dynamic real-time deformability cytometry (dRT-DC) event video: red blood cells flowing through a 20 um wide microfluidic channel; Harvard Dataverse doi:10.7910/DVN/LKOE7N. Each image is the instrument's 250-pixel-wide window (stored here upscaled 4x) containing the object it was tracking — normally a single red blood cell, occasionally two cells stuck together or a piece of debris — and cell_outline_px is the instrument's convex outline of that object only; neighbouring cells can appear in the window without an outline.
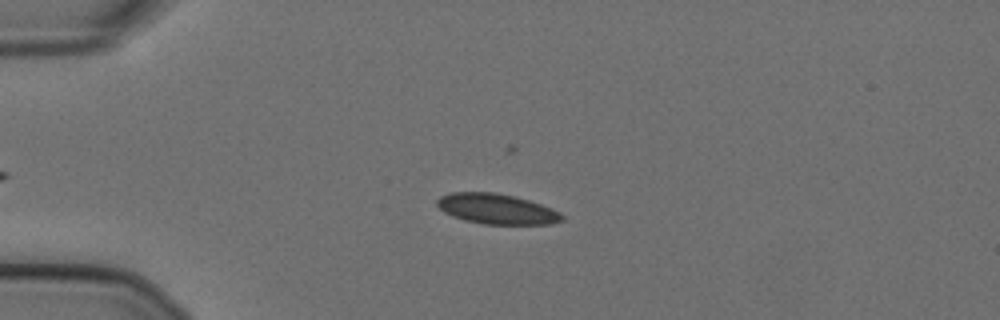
{"species": "Egyptian fruit bat (a non-hibernating species)", "species_latin": "Rousettus aegyptiacus", "temperature_condition": "cold", "stored_images_in_passage": 57, "camera_frame_rate_fps": 3000, "um_per_image_px": 0.085, "animal": {"sex": "female"}, "frame": {"image": 1, "passage_image": 14, "time_ms": 4.333, "image_size_px": [1000, 320], "cell_outline_px": [[564, 220], [548, 224], [484, 224], [464, 220], [452, 216], [444, 212], [436, 204], [436, 200], [440, 196], [452, 192], [492, 192], [512, 196], [528, 200], [540, 204], [560, 212], [564, 216]], "centroid_in_image_um": [42.19, 17.76], "position_along_channel_um": 42.8, "area_um2": 21.91}}
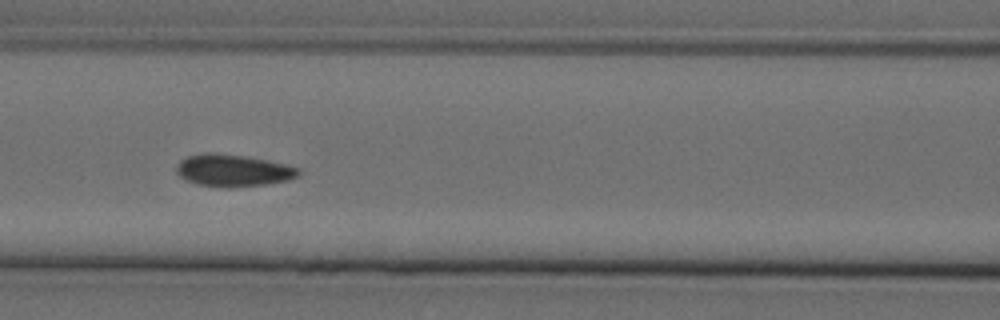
{"frame": {"image": 2, "passage_image": 25, "time_ms": 8.0, "image_size_px": [1000, 320], "cell_outline_px": [[300, 172], [296, 176], [288, 180], [264, 184], [228, 188], [224, 188], [196, 184], [184, 180], [176, 172], [176, 168], [180, 160], [188, 156], [208, 152], [244, 156], [268, 160], [288, 164], [300, 168]], "centroid_in_image_um": [19.8, 14.49], "position_along_channel_um": 146.8, "area_um2": 22.89}}
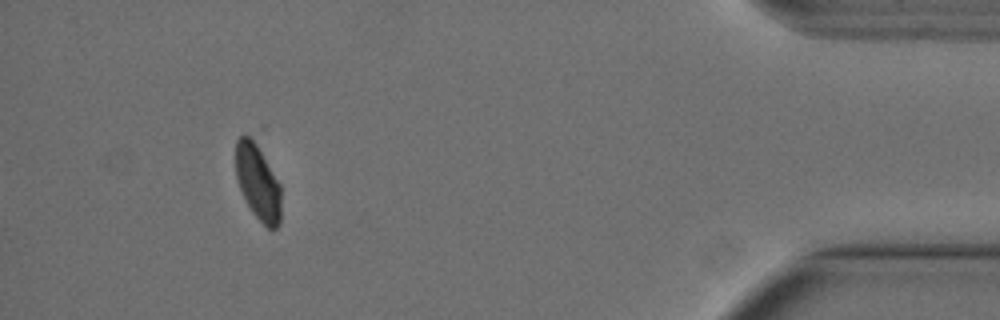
{"frame": {"image": 3, "passage_image": 52, "time_ms": 17.0, "image_size_px": [1000, 320], "cell_outline_px": [[280, 224], [272, 232], [252, 212], [240, 188], [236, 176], [236, 140], [244, 132], [256, 132], [280, 184]], "centroid_in_image_um": [21.93, 15.3], "position_along_channel_um": 413.3, "area_um2": 21.15}}